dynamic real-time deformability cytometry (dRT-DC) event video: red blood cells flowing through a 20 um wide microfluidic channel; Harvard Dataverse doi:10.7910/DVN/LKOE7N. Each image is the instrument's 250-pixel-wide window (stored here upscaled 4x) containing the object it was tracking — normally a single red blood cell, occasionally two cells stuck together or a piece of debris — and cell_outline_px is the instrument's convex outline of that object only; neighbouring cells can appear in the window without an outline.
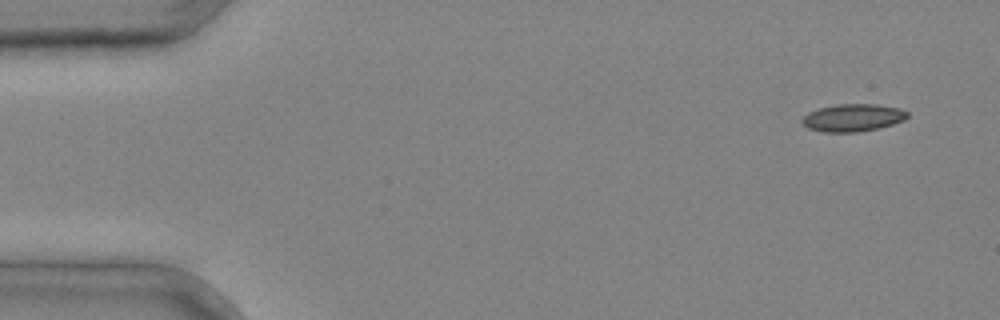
{"species": "common noctule bat (a hibernating species)", "species_latin": "Nyctalus noctula", "temperature_condition": "cold", "stored_images_in_passage": 5, "camera_frame_rate_fps": 3000, "um_per_image_px": 0.085, "animal": {"sex": "male", "body_mass_g": 20.4}, "frame": {"image": 1, "passage_image": 1, "time_ms": 0.0, "image_size_px": [1000, 320], "cell_outline_px": [[908, 116], [904, 120], [892, 124], [860, 132], [824, 132], [808, 128], [800, 120], [808, 112], [820, 108], [836, 104], [876, 104], [900, 108], [908, 112]], "centroid_in_image_um": [72.49, 10.0], "position_along_channel_um": 12.5, "area_um2": 16.82}}